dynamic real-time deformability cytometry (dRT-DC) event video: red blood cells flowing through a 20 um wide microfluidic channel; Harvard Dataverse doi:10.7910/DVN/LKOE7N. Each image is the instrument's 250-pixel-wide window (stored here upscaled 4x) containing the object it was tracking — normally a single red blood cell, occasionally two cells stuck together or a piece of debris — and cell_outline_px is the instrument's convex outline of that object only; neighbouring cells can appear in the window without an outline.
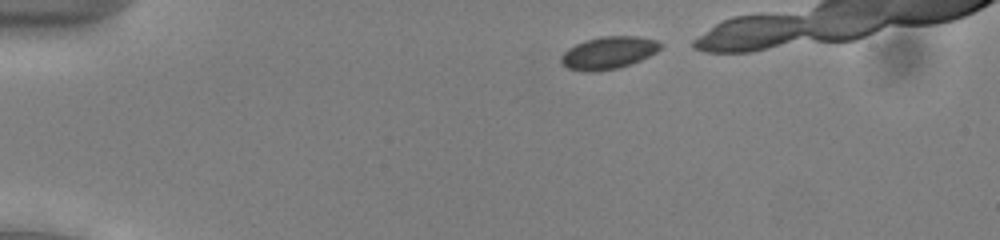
{"species": "common noctule bat (a hibernating species)", "species_latin": "Nyctalus noctula", "temperature_condition": "cold", "stored_images_in_passage": 15, "camera_frame_rate_fps": 3000, "um_per_image_px": 0.085, "animal": {"sex": "male", "body_mass_g": 13.0, "forearm_length_mm": 53.1}, "frame": {"image": 1, "passage_image": 1, "time_ms": 0.0, "image_size_px": [1000, 240], "cell_outline_px": [[664, 44], [656, 52], [640, 60], [616, 68], [592, 72], [584, 72], [568, 68], [560, 60], [560, 56], [568, 48], [584, 40], [600, 36], [640, 36], [656, 40]], "centroid_in_image_um": [51.71, 4.47], "position_along_channel_um": 33.3, "area_um2": 18.73}}
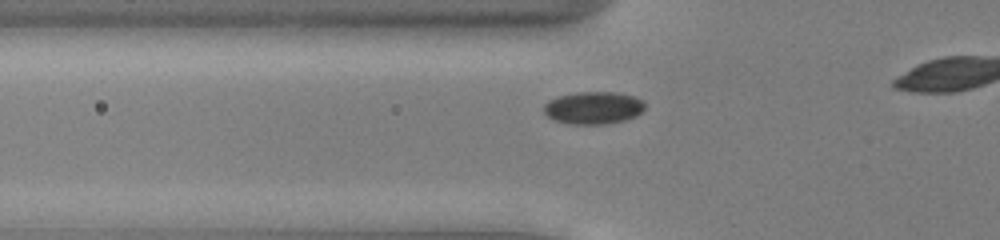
{"frame": {"image": 2, "passage_image": 9, "time_ms": 2.667, "image_size_px": [1000, 240], "cell_outline_px": [[644, 108], [636, 116], [624, 120], [604, 124], [572, 124], [552, 120], [544, 112], [544, 104], [548, 100], [560, 96], [576, 92], [616, 92], [632, 96], [644, 100]], "centroid_in_image_um": [50.42, 9.16], "position_along_channel_um": 75.4, "area_um2": 19.07}}
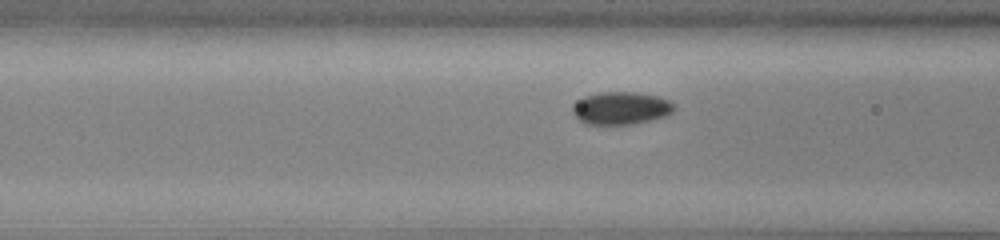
{"frame": {"image": 3, "passage_image": 12, "time_ms": 3.667, "image_size_px": [1000, 240], "cell_outline_px": [[676, 108], [672, 112], [664, 116], [652, 120], [628, 124], [584, 124], [572, 112], [572, 108], [584, 96], [600, 92], [636, 92], [656, 96], [668, 100]], "centroid_in_image_um": [52.78, 9.19], "position_along_channel_um": 113.8, "area_um2": 19.07}}